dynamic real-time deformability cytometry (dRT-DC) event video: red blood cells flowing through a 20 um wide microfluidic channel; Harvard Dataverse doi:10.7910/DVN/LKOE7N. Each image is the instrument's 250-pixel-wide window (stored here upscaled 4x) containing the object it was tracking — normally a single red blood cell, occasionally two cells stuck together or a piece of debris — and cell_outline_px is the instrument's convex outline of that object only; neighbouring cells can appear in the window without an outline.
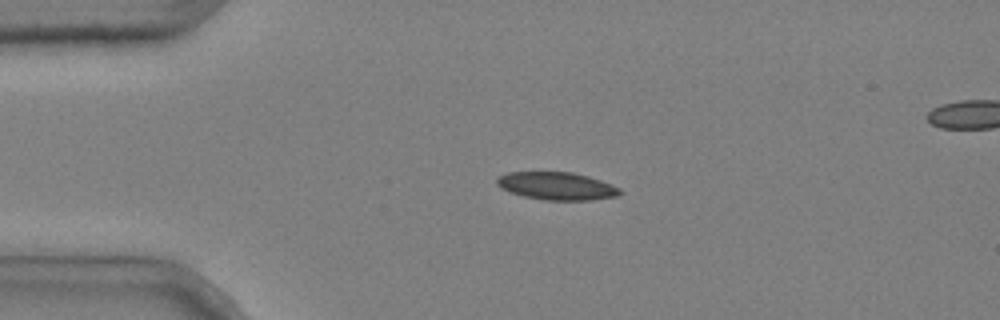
{"species": "common noctule bat (a hibernating species)", "species_latin": "Nyctalus noctula", "temperature_condition": "cold", "stored_images_in_passage": 3, "camera_frame_rate_fps": 3000, "um_per_image_px": 0.085, "animal": {"sex": "male", "body_mass_g": 20.4}, "frame": {"image": 1, "passage_image": 1, "time_ms": 0.0, "image_size_px": [1000, 320], "cell_outline_px": [[624, 192], [616, 196], [588, 200], [544, 200], [524, 196], [500, 188], [496, 184], [496, 180], [500, 176], [508, 172], [572, 172], [588, 176], [612, 184], [620, 188]], "centroid_in_image_um": [47.34, 15.81], "position_along_channel_um": 37.7, "area_um2": 19.83}}